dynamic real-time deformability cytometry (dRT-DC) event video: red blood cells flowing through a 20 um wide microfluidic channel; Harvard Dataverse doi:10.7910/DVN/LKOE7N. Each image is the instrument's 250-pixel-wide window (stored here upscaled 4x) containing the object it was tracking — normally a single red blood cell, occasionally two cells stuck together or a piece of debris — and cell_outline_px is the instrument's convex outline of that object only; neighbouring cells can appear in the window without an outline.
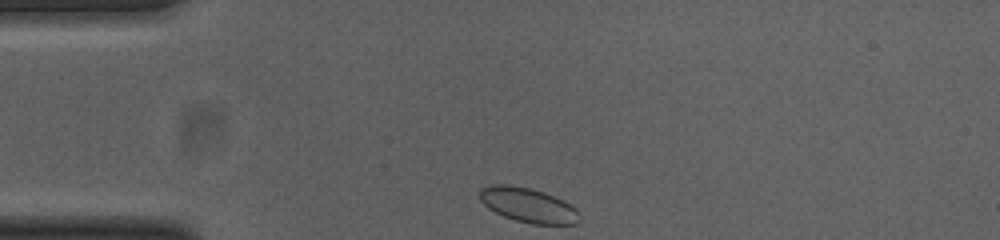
{"species": "common noctule bat (a hibernating species)", "species_latin": "Nyctalus noctula", "temperature_condition": "cold", "stored_images_in_passage": 32, "camera_frame_rate_fps": 3000, "um_per_image_px": 0.085, "animal": {"sex": "female", "body_mass_g": 23.0, "forearm_length_mm": 53.4}, "frame": {"image": 1, "passage_image": 1, "time_ms": 0.0, "image_size_px": [1000, 240], "cell_outline_px": [[580, 220], [576, 224], [532, 224], [516, 220], [504, 216], [488, 208], [480, 200], [480, 188], [492, 184], [508, 184], [528, 188], [544, 192], [564, 200], [576, 208], [580, 216]], "centroid_in_image_um": [44.9, 17.43], "position_along_channel_um": 40.1, "area_um2": 20.11}}
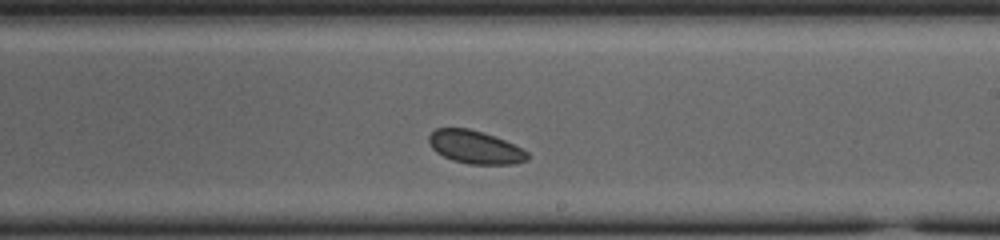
{"frame": {"image": 2, "passage_image": 20, "time_ms": 6.333, "image_size_px": [1000, 240], "cell_outline_px": [[528, 160], [516, 164], [468, 164], [452, 160], [436, 152], [432, 148], [428, 140], [428, 136], [436, 128], [468, 128], [504, 140], [528, 152]], "centroid_in_image_um": [40.37, 12.52], "position_along_channel_um": 248.6, "area_um2": 18.79}}
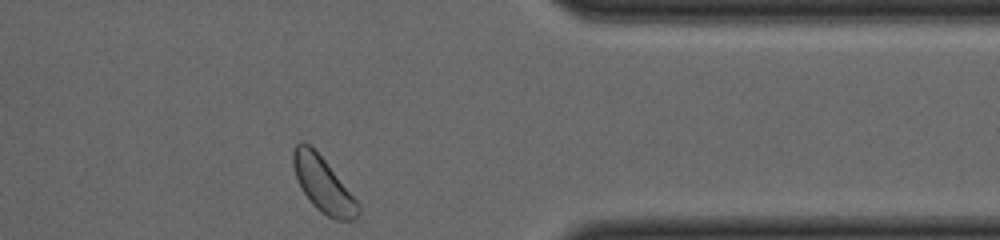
{"frame": {"image": 3, "passage_image": 32, "time_ms": 10.333, "image_size_px": [1000, 240], "cell_outline_px": [[360, 212], [352, 220], [336, 220], [328, 216], [316, 208], [312, 204], [304, 192], [296, 176], [292, 164], [292, 152], [296, 144], [300, 140], [304, 140], [312, 144], [360, 204]], "centroid_in_image_um": [27.44, 15.62], "position_along_channel_um": 384.0, "area_um2": 20.87}}